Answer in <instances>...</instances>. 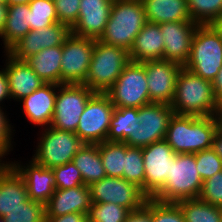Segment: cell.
Returning <instances> with one entry per match:
<instances>
[{
    "label": "cell",
    "mask_w": 222,
    "mask_h": 222,
    "mask_svg": "<svg viewBox=\"0 0 222 222\" xmlns=\"http://www.w3.org/2000/svg\"><path fill=\"white\" fill-rule=\"evenodd\" d=\"M184 67L205 80L215 79L222 67V37L211 24L197 27Z\"/></svg>",
    "instance_id": "cell-6"
},
{
    "label": "cell",
    "mask_w": 222,
    "mask_h": 222,
    "mask_svg": "<svg viewBox=\"0 0 222 222\" xmlns=\"http://www.w3.org/2000/svg\"><path fill=\"white\" fill-rule=\"evenodd\" d=\"M58 22L70 29L77 23L80 0H54Z\"/></svg>",
    "instance_id": "cell-42"
},
{
    "label": "cell",
    "mask_w": 222,
    "mask_h": 222,
    "mask_svg": "<svg viewBox=\"0 0 222 222\" xmlns=\"http://www.w3.org/2000/svg\"><path fill=\"white\" fill-rule=\"evenodd\" d=\"M37 138L38 143L32 159L46 168L72 162L73 157L83 146L79 136L71 131L59 130L52 126L44 127Z\"/></svg>",
    "instance_id": "cell-7"
},
{
    "label": "cell",
    "mask_w": 222,
    "mask_h": 222,
    "mask_svg": "<svg viewBox=\"0 0 222 222\" xmlns=\"http://www.w3.org/2000/svg\"><path fill=\"white\" fill-rule=\"evenodd\" d=\"M175 114L171 105L150 103L138 108V125L125 139L128 146L143 148L164 140L169 122Z\"/></svg>",
    "instance_id": "cell-9"
},
{
    "label": "cell",
    "mask_w": 222,
    "mask_h": 222,
    "mask_svg": "<svg viewBox=\"0 0 222 222\" xmlns=\"http://www.w3.org/2000/svg\"><path fill=\"white\" fill-rule=\"evenodd\" d=\"M95 39L70 34L62 45L61 84H83L95 46Z\"/></svg>",
    "instance_id": "cell-12"
},
{
    "label": "cell",
    "mask_w": 222,
    "mask_h": 222,
    "mask_svg": "<svg viewBox=\"0 0 222 222\" xmlns=\"http://www.w3.org/2000/svg\"><path fill=\"white\" fill-rule=\"evenodd\" d=\"M212 149L222 159V127L217 130L213 138Z\"/></svg>",
    "instance_id": "cell-47"
},
{
    "label": "cell",
    "mask_w": 222,
    "mask_h": 222,
    "mask_svg": "<svg viewBox=\"0 0 222 222\" xmlns=\"http://www.w3.org/2000/svg\"><path fill=\"white\" fill-rule=\"evenodd\" d=\"M142 154L145 168L144 194L153 198L164 187L176 153L165 140H160L143 147Z\"/></svg>",
    "instance_id": "cell-14"
},
{
    "label": "cell",
    "mask_w": 222,
    "mask_h": 222,
    "mask_svg": "<svg viewBox=\"0 0 222 222\" xmlns=\"http://www.w3.org/2000/svg\"><path fill=\"white\" fill-rule=\"evenodd\" d=\"M56 189H69L84 184L80 171L73 162L52 168Z\"/></svg>",
    "instance_id": "cell-38"
},
{
    "label": "cell",
    "mask_w": 222,
    "mask_h": 222,
    "mask_svg": "<svg viewBox=\"0 0 222 222\" xmlns=\"http://www.w3.org/2000/svg\"><path fill=\"white\" fill-rule=\"evenodd\" d=\"M94 92L84 84L57 85L52 127L76 132L81 114Z\"/></svg>",
    "instance_id": "cell-10"
},
{
    "label": "cell",
    "mask_w": 222,
    "mask_h": 222,
    "mask_svg": "<svg viewBox=\"0 0 222 222\" xmlns=\"http://www.w3.org/2000/svg\"><path fill=\"white\" fill-rule=\"evenodd\" d=\"M29 200L22 177L11 165H0V217Z\"/></svg>",
    "instance_id": "cell-23"
},
{
    "label": "cell",
    "mask_w": 222,
    "mask_h": 222,
    "mask_svg": "<svg viewBox=\"0 0 222 222\" xmlns=\"http://www.w3.org/2000/svg\"><path fill=\"white\" fill-rule=\"evenodd\" d=\"M211 25L222 37V15L219 18H217Z\"/></svg>",
    "instance_id": "cell-49"
},
{
    "label": "cell",
    "mask_w": 222,
    "mask_h": 222,
    "mask_svg": "<svg viewBox=\"0 0 222 222\" xmlns=\"http://www.w3.org/2000/svg\"><path fill=\"white\" fill-rule=\"evenodd\" d=\"M192 21L200 25L212 24L222 15V0H187Z\"/></svg>",
    "instance_id": "cell-34"
},
{
    "label": "cell",
    "mask_w": 222,
    "mask_h": 222,
    "mask_svg": "<svg viewBox=\"0 0 222 222\" xmlns=\"http://www.w3.org/2000/svg\"><path fill=\"white\" fill-rule=\"evenodd\" d=\"M198 174L203 181L222 171V159L212 149L194 153Z\"/></svg>",
    "instance_id": "cell-37"
},
{
    "label": "cell",
    "mask_w": 222,
    "mask_h": 222,
    "mask_svg": "<svg viewBox=\"0 0 222 222\" xmlns=\"http://www.w3.org/2000/svg\"><path fill=\"white\" fill-rule=\"evenodd\" d=\"M72 162L80 171L84 185L90 186L93 182L107 176L98 144H83L73 157Z\"/></svg>",
    "instance_id": "cell-28"
},
{
    "label": "cell",
    "mask_w": 222,
    "mask_h": 222,
    "mask_svg": "<svg viewBox=\"0 0 222 222\" xmlns=\"http://www.w3.org/2000/svg\"><path fill=\"white\" fill-rule=\"evenodd\" d=\"M159 25L164 39L163 59L184 67L190 56L193 36L200 24L194 21H177Z\"/></svg>",
    "instance_id": "cell-17"
},
{
    "label": "cell",
    "mask_w": 222,
    "mask_h": 222,
    "mask_svg": "<svg viewBox=\"0 0 222 222\" xmlns=\"http://www.w3.org/2000/svg\"><path fill=\"white\" fill-rule=\"evenodd\" d=\"M30 159L26 165L20 160L11 161L10 165L24 180L29 199L45 205L56 190L55 176L52 168H46Z\"/></svg>",
    "instance_id": "cell-18"
},
{
    "label": "cell",
    "mask_w": 222,
    "mask_h": 222,
    "mask_svg": "<svg viewBox=\"0 0 222 222\" xmlns=\"http://www.w3.org/2000/svg\"><path fill=\"white\" fill-rule=\"evenodd\" d=\"M98 148L106 175L123 178L125 143L104 141L98 144Z\"/></svg>",
    "instance_id": "cell-31"
},
{
    "label": "cell",
    "mask_w": 222,
    "mask_h": 222,
    "mask_svg": "<svg viewBox=\"0 0 222 222\" xmlns=\"http://www.w3.org/2000/svg\"><path fill=\"white\" fill-rule=\"evenodd\" d=\"M129 210L114 203H91L86 215L89 222H124Z\"/></svg>",
    "instance_id": "cell-35"
},
{
    "label": "cell",
    "mask_w": 222,
    "mask_h": 222,
    "mask_svg": "<svg viewBox=\"0 0 222 222\" xmlns=\"http://www.w3.org/2000/svg\"><path fill=\"white\" fill-rule=\"evenodd\" d=\"M129 62L127 49L96 40L88 75L83 84L94 93H106Z\"/></svg>",
    "instance_id": "cell-4"
},
{
    "label": "cell",
    "mask_w": 222,
    "mask_h": 222,
    "mask_svg": "<svg viewBox=\"0 0 222 222\" xmlns=\"http://www.w3.org/2000/svg\"><path fill=\"white\" fill-rule=\"evenodd\" d=\"M91 205L90 187L79 185L69 189H56L45 204V217H57L69 213L87 215Z\"/></svg>",
    "instance_id": "cell-22"
},
{
    "label": "cell",
    "mask_w": 222,
    "mask_h": 222,
    "mask_svg": "<svg viewBox=\"0 0 222 222\" xmlns=\"http://www.w3.org/2000/svg\"><path fill=\"white\" fill-rule=\"evenodd\" d=\"M152 222H185L176 203L160 202L152 198Z\"/></svg>",
    "instance_id": "cell-40"
},
{
    "label": "cell",
    "mask_w": 222,
    "mask_h": 222,
    "mask_svg": "<svg viewBox=\"0 0 222 222\" xmlns=\"http://www.w3.org/2000/svg\"><path fill=\"white\" fill-rule=\"evenodd\" d=\"M57 85L45 83L20 101L26 119L35 126L48 127L54 114Z\"/></svg>",
    "instance_id": "cell-21"
},
{
    "label": "cell",
    "mask_w": 222,
    "mask_h": 222,
    "mask_svg": "<svg viewBox=\"0 0 222 222\" xmlns=\"http://www.w3.org/2000/svg\"><path fill=\"white\" fill-rule=\"evenodd\" d=\"M116 108H140L150 104L144 62L130 61L106 92Z\"/></svg>",
    "instance_id": "cell-8"
},
{
    "label": "cell",
    "mask_w": 222,
    "mask_h": 222,
    "mask_svg": "<svg viewBox=\"0 0 222 222\" xmlns=\"http://www.w3.org/2000/svg\"><path fill=\"white\" fill-rule=\"evenodd\" d=\"M146 23L141 0H113L105 31L99 40L129 51Z\"/></svg>",
    "instance_id": "cell-3"
},
{
    "label": "cell",
    "mask_w": 222,
    "mask_h": 222,
    "mask_svg": "<svg viewBox=\"0 0 222 222\" xmlns=\"http://www.w3.org/2000/svg\"><path fill=\"white\" fill-rule=\"evenodd\" d=\"M114 108L106 93H94L89 98L75 132L84 144L106 141Z\"/></svg>",
    "instance_id": "cell-11"
},
{
    "label": "cell",
    "mask_w": 222,
    "mask_h": 222,
    "mask_svg": "<svg viewBox=\"0 0 222 222\" xmlns=\"http://www.w3.org/2000/svg\"><path fill=\"white\" fill-rule=\"evenodd\" d=\"M123 178L140 187L144 193L145 168L142 148L128 146L125 143Z\"/></svg>",
    "instance_id": "cell-32"
},
{
    "label": "cell",
    "mask_w": 222,
    "mask_h": 222,
    "mask_svg": "<svg viewBox=\"0 0 222 222\" xmlns=\"http://www.w3.org/2000/svg\"><path fill=\"white\" fill-rule=\"evenodd\" d=\"M185 222H222V208L199 198L185 199L176 203Z\"/></svg>",
    "instance_id": "cell-29"
},
{
    "label": "cell",
    "mask_w": 222,
    "mask_h": 222,
    "mask_svg": "<svg viewBox=\"0 0 222 222\" xmlns=\"http://www.w3.org/2000/svg\"><path fill=\"white\" fill-rule=\"evenodd\" d=\"M31 0H8L7 5L28 4Z\"/></svg>",
    "instance_id": "cell-50"
},
{
    "label": "cell",
    "mask_w": 222,
    "mask_h": 222,
    "mask_svg": "<svg viewBox=\"0 0 222 222\" xmlns=\"http://www.w3.org/2000/svg\"><path fill=\"white\" fill-rule=\"evenodd\" d=\"M124 222H152V198L141 208L130 211Z\"/></svg>",
    "instance_id": "cell-43"
},
{
    "label": "cell",
    "mask_w": 222,
    "mask_h": 222,
    "mask_svg": "<svg viewBox=\"0 0 222 222\" xmlns=\"http://www.w3.org/2000/svg\"><path fill=\"white\" fill-rule=\"evenodd\" d=\"M62 45L44 48L25 61L32 70L45 82L61 84Z\"/></svg>",
    "instance_id": "cell-26"
},
{
    "label": "cell",
    "mask_w": 222,
    "mask_h": 222,
    "mask_svg": "<svg viewBox=\"0 0 222 222\" xmlns=\"http://www.w3.org/2000/svg\"><path fill=\"white\" fill-rule=\"evenodd\" d=\"M198 198L214 206H222V171L203 181Z\"/></svg>",
    "instance_id": "cell-41"
},
{
    "label": "cell",
    "mask_w": 222,
    "mask_h": 222,
    "mask_svg": "<svg viewBox=\"0 0 222 222\" xmlns=\"http://www.w3.org/2000/svg\"><path fill=\"white\" fill-rule=\"evenodd\" d=\"M202 184L203 180L197 171L195 155L176 154L164 187L153 199L165 203H177L185 199L198 198Z\"/></svg>",
    "instance_id": "cell-5"
},
{
    "label": "cell",
    "mask_w": 222,
    "mask_h": 222,
    "mask_svg": "<svg viewBox=\"0 0 222 222\" xmlns=\"http://www.w3.org/2000/svg\"><path fill=\"white\" fill-rule=\"evenodd\" d=\"M3 220L4 222H45V205L29 199L23 202L22 206L9 211Z\"/></svg>",
    "instance_id": "cell-36"
},
{
    "label": "cell",
    "mask_w": 222,
    "mask_h": 222,
    "mask_svg": "<svg viewBox=\"0 0 222 222\" xmlns=\"http://www.w3.org/2000/svg\"><path fill=\"white\" fill-rule=\"evenodd\" d=\"M113 0H80L77 23L71 33L99 40L105 31Z\"/></svg>",
    "instance_id": "cell-19"
},
{
    "label": "cell",
    "mask_w": 222,
    "mask_h": 222,
    "mask_svg": "<svg viewBox=\"0 0 222 222\" xmlns=\"http://www.w3.org/2000/svg\"><path fill=\"white\" fill-rule=\"evenodd\" d=\"M214 95L219 102H222V67L220 68L215 79L212 81Z\"/></svg>",
    "instance_id": "cell-46"
},
{
    "label": "cell",
    "mask_w": 222,
    "mask_h": 222,
    "mask_svg": "<svg viewBox=\"0 0 222 222\" xmlns=\"http://www.w3.org/2000/svg\"><path fill=\"white\" fill-rule=\"evenodd\" d=\"M5 100L11 101L9 85H8V78L5 73V68L0 70V107L4 108L2 103Z\"/></svg>",
    "instance_id": "cell-45"
},
{
    "label": "cell",
    "mask_w": 222,
    "mask_h": 222,
    "mask_svg": "<svg viewBox=\"0 0 222 222\" xmlns=\"http://www.w3.org/2000/svg\"><path fill=\"white\" fill-rule=\"evenodd\" d=\"M164 39L160 31V25L147 22L129 49L130 61L146 62L163 59Z\"/></svg>",
    "instance_id": "cell-24"
},
{
    "label": "cell",
    "mask_w": 222,
    "mask_h": 222,
    "mask_svg": "<svg viewBox=\"0 0 222 222\" xmlns=\"http://www.w3.org/2000/svg\"><path fill=\"white\" fill-rule=\"evenodd\" d=\"M222 114V102L220 103L219 116Z\"/></svg>",
    "instance_id": "cell-51"
},
{
    "label": "cell",
    "mask_w": 222,
    "mask_h": 222,
    "mask_svg": "<svg viewBox=\"0 0 222 222\" xmlns=\"http://www.w3.org/2000/svg\"><path fill=\"white\" fill-rule=\"evenodd\" d=\"M148 92L151 103L171 105L176 88L177 76L182 66L168 60L144 62Z\"/></svg>",
    "instance_id": "cell-15"
},
{
    "label": "cell",
    "mask_w": 222,
    "mask_h": 222,
    "mask_svg": "<svg viewBox=\"0 0 222 222\" xmlns=\"http://www.w3.org/2000/svg\"><path fill=\"white\" fill-rule=\"evenodd\" d=\"M7 1H8V0H0V3L7 5Z\"/></svg>",
    "instance_id": "cell-52"
},
{
    "label": "cell",
    "mask_w": 222,
    "mask_h": 222,
    "mask_svg": "<svg viewBox=\"0 0 222 222\" xmlns=\"http://www.w3.org/2000/svg\"><path fill=\"white\" fill-rule=\"evenodd\" d=\"M5 108L0 107V165H10V161H4L6 157L10 154V152L13 150L14 139L13 135H15L12 123H10L9 117H7V111L4 110ZM13 139V141H12Z\"/></svg>",
    "instance_id": "cell-39"
},
{
    "label": "cell",
    "mask_w": 222,
    "mask_h": 222,
    "mask_svg": "<svg viewBox=\"0 0 222 222\" xmlns=\"http://www.w3.org/2000/svg\"><path fill=\"white\" fill-rule=\"evenodd\" d=\"M171 107L177 115L205 117L219 116L220 104L214 95L211 81L182 67L177 76Z\"/></svg>",
    "instance_id": "cell-2"
},
{
    "label": "cell",
    "mask_w": 222,
    "mask_h": 222,
    "mask_svg": "<svg viewBox=\"0 0 222 222\" xmlns=\"http://www.w3.org/2000/svg\"><path fill=\"white\" fill-rule=\"evenodd\" d=\"M28 5L31 30H39L58 23L54 0H31Z\"/></svg>",
    "instance_id": "cell-33"
},
{
    "label": "cell",
    "mask_w": 222,
    "mask_h": 222,
    "mask_svg": "<svg viewBox=\"0 0 222 222\" xmlns=\"http://www.w3.org/2000/svg\"><path fill=\"white\" fill-rule=\"evenodd\" d=\"M147 22L192 21L187 0H141Z\"/></svg>",
    "instance_id": "cell-25"
},
{
    "label": "cell",
    "mask_w": 222,
    "mask_h": 222,
    "mask_svg": "<svg viewBox=\"0 0 222 222\" xmlns=\"http://www.w3.org/2000/svg\"><path fill=\"white\" fill-rule=\"evenodd\" d=\"M86 219L84 213H69L57 217H45V222H84Z\"/></svg>",
    "instance_id": "cell-44"
},
{
    "label": "cell",
    "mask_w": 222,
    "mask_h": 222,
    "mask_svg": "<svg viewBox=\"0 0 222 222\" xmlns=\"http://www.w3.org/2000/svg\"><path fill=\"white\" fill-rule=\"evenodd\" d=\"M30 9L28 4L8 5L7 17L0 36L4 52H7L30 29Z\"/></svg>",
    "instance_id": "cell-27"
},
{
    "label": "cell",
    "mask_w": 222,
    "mask_h": 222,
    "mask_svg": "<svg viewBox=\"0 0 222 222\" xmlns=\"http://www.w3.org/2000/svg\"><path fill=\"white\" fill-rule=\"evenodd\" d=\"M219 117H220V120H221V127H222V114Z\"/></svg>",
    "instance_id": "cell-53"
},
{
    "label": "cell",
    "mask_w": 222,
    "mask_h": 222,
    "mask_svg": "<svg viewBox=\"0 0 222 222\" xmlns=\"http://www.w3.org/2000/svg\"><path fill=\"white\" fill-rule=\"evenodd\" d=\"M4 55V68L12 100L20 102L45 84L26 61L17 60L7 52Z\"/></svg>",
    "instance_id": "cell-20"
},
{
    "label": "cell",
    "mask_w": 222,
    "mask_h": 222,
    "mask_svg": "<svg viewBox=\"0 0 222 222\" xmlns=\"http://www.w3.org/2000/svg\"><path fill=\"white\" fill-rule=\"evenodd\" d=\"M137 108H114L110 119L108 142H124L138 125Z\"/></svg>",
    "instance_id": "cell-30"
},
{
    "label": "cell",
    "mask_w": 222,
    "mask_h": 222,
    "mask_svg": "<svg viewBox=\"0 0 222 222\" xmlns=\"http://www.w3.org/2000/svg\"><path fill=\"white\" fill-rule=\"evenodd\" d=\"M91 203H114L129 211L141 208L148 197L124 178L104 177L90 186Z\"/></svg>",
    "instance_id": "cell-13"
},
{
    "label": "cell",
    "mask_w": 222,
    "mask_h": 222,
    "mask_svg": "<svg viewBox=\"0 0 222 222\" xmlns=\"http://www.w3.org/2000/svg\"><path fill=\"white\" fill-rule=\"evenodd\" d=\"M221 126L219 116H181L174 114L165 141L176 154H194L212 148L215 133Z\"/></svg>",
    "instance_id": "cell-1"
},
{
    "label": "cell",
    "mask_w": 222,
    "mask_h": 222,
    "mask_svg": "<svg viewBox=\"0 0 222 222\" xmlns=\"http://www.w3.org/2000/svg\"><path fill=\"white\" fill-rule=\"evenodd\" d=\"M71 34V29L61 23H55L39 30H30L24 37L17 41L7 53L17 60H26L44 48L63 45Z\"/></svg>",
    "instance_id": "cell-16"
},
{
    "label": "cell",
    "mask_w": 222,
    "mask_h": 222,
    "mask_svg": "<svg viewBox=\"0 0 222 222\" xmlns=\"http://www.w3.org/2000/svg\"><path fill=\"white\" fill-rule=\"evenodd\" d=\"M7 10H8V5L0 3V36L3 32L5 20L7 17Z\"/></svg>",
    "instance_id": "cell-48"
}]
</instances>
